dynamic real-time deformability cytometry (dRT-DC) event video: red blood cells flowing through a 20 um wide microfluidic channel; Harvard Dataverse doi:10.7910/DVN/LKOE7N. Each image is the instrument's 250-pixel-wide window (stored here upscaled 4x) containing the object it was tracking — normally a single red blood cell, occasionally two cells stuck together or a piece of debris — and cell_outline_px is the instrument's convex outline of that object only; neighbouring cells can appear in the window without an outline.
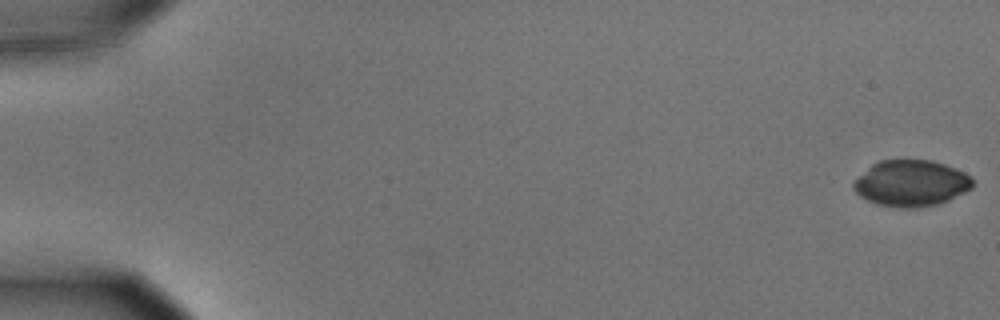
{"species": "common noctule bat (a hibernating species)", "species_latin": "Nyctalus noctula", "temperature_condition": "cold", "stored_images_in_passage": 21, "camera_frame_rate_fps": 3000, "um_per_image_px": 0.085, "animal": {"sex": "male", "body_mass_g": 15.6}, "frame": {"image": 1, "passage_image": 1, "time_ms": 0.0, "image_size_px": [1000, 320], "cell_outline_px": [[972, 188], [948, 200], [936, 204], [920, 208], [900, 208], [876, 204], [860, 196], [852, 188], [852, 184], [872, 164], [880, 160], [932, 160], [956, 168], [972, 176]], "centroid_in_image_um": [77.45, 15.58], "position_along_channel_um": 7.5, "area_um2": 32.02}}